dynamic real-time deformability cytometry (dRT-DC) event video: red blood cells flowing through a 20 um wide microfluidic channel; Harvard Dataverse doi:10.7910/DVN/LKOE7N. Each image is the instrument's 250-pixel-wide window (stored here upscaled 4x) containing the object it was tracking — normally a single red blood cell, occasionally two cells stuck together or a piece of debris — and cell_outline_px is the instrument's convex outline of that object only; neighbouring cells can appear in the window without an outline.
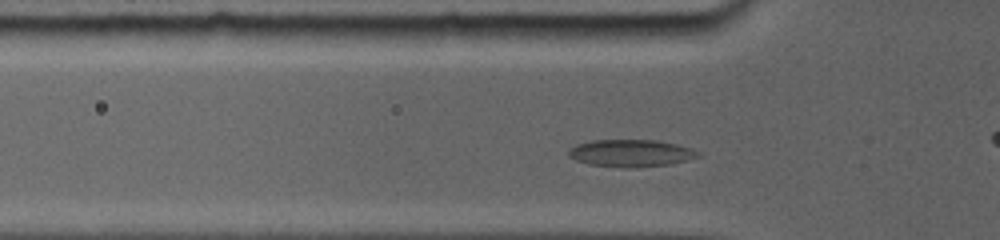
{"species": "common noctule bat (a hibernating species)", "species_latin": "Nyctalus noctula", "temperature_condition": "room temperature", "stored_images_in_passage": 26, "camera_frame_rate_fps": 5000, "um_per_image_px": 0.085, "animal": {"sex": "female", "body_mass_g": 19.0, "forearm_length_mm": 56.7}, "frame": {"image": 1, "passage_image": 8, "time_ms": 3.2, "image_size_px": [1000, 240], "cell_outline_px": [[700, 156], [688, 160], [672, 164], [632, 168], [620, 168], [588, 164], [576, 160], [568, 156], [568, 152], [576, 144], [596, 140], [652, 140], [672, 144], [688, 148], [696, 152]], "centroid_in_image_um": [53.57, 13.04], "position_along_channel_um": 72.2, "area_um2": 20.29}}
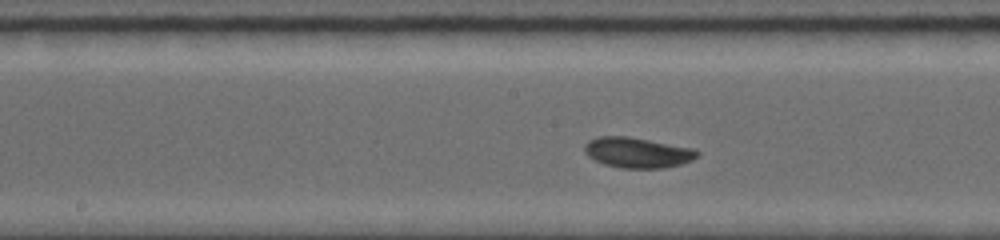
{"frame": {"image": 2, "passage_image": 15, "time_ms": 6.4, "image_size_px": [1000, 240], "cell_outline_px": [[700, 156], [692, 160], [680, 164], [664, 168], [620, 168], [604, 164], [588, 156], [584, 148], [588, 140], [600, 136], [624, 136], [692, 148], [700, 152]], "centroid_in_image_um": [54.19, 12.98], "position_along_channel_um": 194.0, "area_um2": 19.71}}
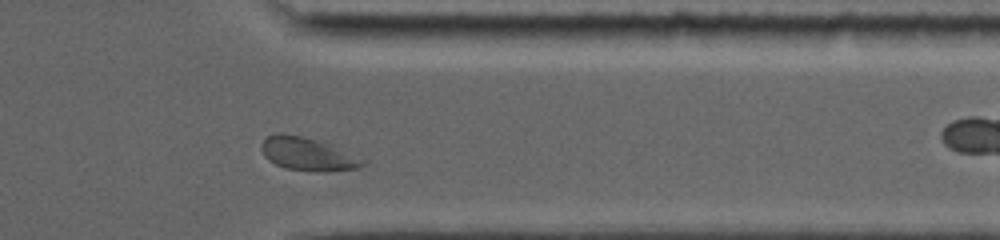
{"frame": {"image": 3, "passage_image": 24, "time_ms": 11.4, "image_size_px": [1000, 240], "cell_outline_px": [[368, 164], [360, 168], [320, 172], [284, 168], [268, 160], [264, 156], [260, 148], [260, 144], [268, 136], [276, 132], [284, 132], [332, 144], [368, 160]], "centroid_in_image_um": [26.19, 13.09], "position_along_channel_um": 385.2, "area_um2": 20.0}, "authors_computed_cell_mechanics": {"area_um2": 19.5942, "velocity_mm_per_s": 3.8011, "shape_relaxation_time_tau1_ms": 3.2863, "shape_relaxation_time_tau2_ms": 3.1261, "deformation_change_tau1": 0.0804, "deformation_change_tau2": 0.0588}}